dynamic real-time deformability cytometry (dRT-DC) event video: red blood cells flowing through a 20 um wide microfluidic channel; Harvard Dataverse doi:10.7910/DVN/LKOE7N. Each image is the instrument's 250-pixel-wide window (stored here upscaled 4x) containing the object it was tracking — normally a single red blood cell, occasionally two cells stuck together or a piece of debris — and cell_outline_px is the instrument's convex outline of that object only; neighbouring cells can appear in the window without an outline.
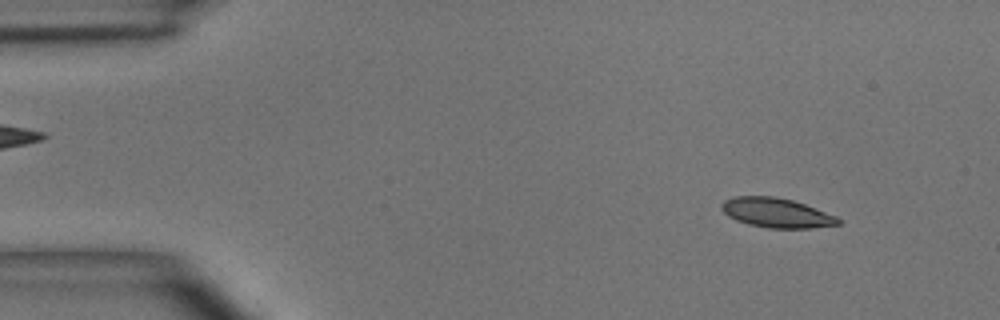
{"species": "common noctule bat (a hibernating species)", "species_latin": "Nyctalus noctula", "temperature_condition": "room temperature", "stored_images_in_passage": 4, "camera_frame_rate_fps": 3000, "um_per_image_px": 0.085, "animal": {"sex": "male", "body_mass_g": 15.6}, "frame": {"image": 1, "passage_image": 1, "time_ms": 0.0, "image_size_px": [1000, 320], "cell_outline_px": [[840, 224], [812, 228], [768, 228], [748, 224], [736, 220], [728, 216], [720, 208], [720, 204], [724, 200], [732, 196], [772, 196], [792, 200], [804, 204], [836, 216], [840, 220]], "centroid_in_image_um": [65.95, 18.08], "position_along_channel_um": 19.0, "area_um2": 20.06}}
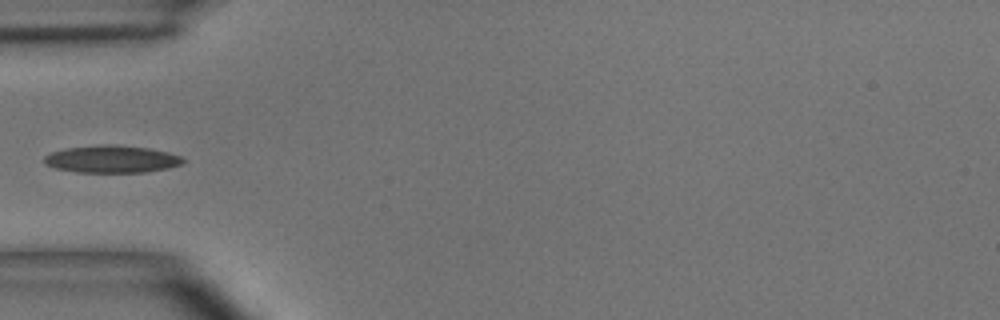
{"frame": {"image": 2, "passage_image": 4, "time_ms": 3.667, "image_size_px": [1000, 320], "cell_outline_px": [[184, 164], [168, 168], [148, 172], [76, 172], [56, 168], [44, 164], [44, 156], [52, 152], [68, 148], [100, 144], [116, 144], [148, 148], [168, 152], [180, 156], [184, 160]], "centroid_in_image_um": [9.51, 13.52], "position_along_channel_um": 75.5, "area_um2": 22.2}}